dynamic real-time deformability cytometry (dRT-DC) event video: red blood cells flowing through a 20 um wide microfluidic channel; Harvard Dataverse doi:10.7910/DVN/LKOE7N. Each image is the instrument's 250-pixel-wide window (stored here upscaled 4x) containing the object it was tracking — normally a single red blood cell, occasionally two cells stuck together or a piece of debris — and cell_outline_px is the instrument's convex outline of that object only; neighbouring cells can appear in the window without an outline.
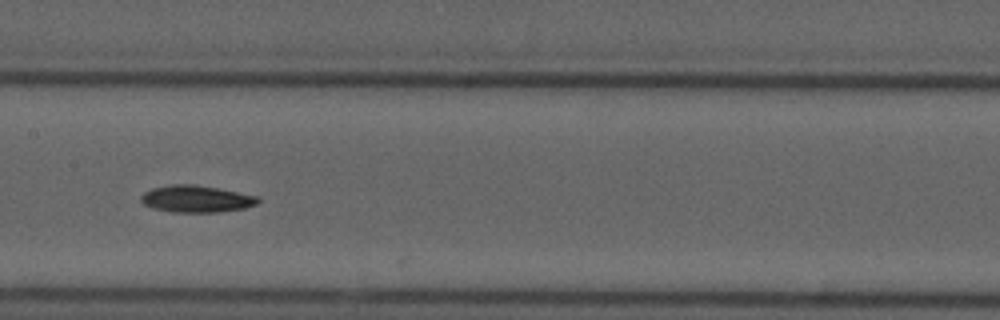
{"species": "common noctule bat (a hibernating species)", "species_latin": "Nyctalus noctula", "temperature_condition": "cold", "stored_images_in_passage": 8, "camera_frame_rate_fps": 3000, "um_per_image_px": 0.085, "animal": {"sex": "male", "forearm_length_mm": 52.5}, "frame": {"image": 1, "passage_image": 6, "time_ms": 7.0, "image_size_px": [1000, 320], "cell_outline_px": [[260, 200], [256, 204], [244, 208], [216, 212], [172, 212], [152, 208], [144, 204], [140, 200], [140, 196], [144, 192], [152, 188], [168, 184], [192, 184], [216, 188], [260, 196]], "centroid_in_image_um": [16.66, 16.9], "position_along_channel_um": 190.7, "area_um2": 18.38}}
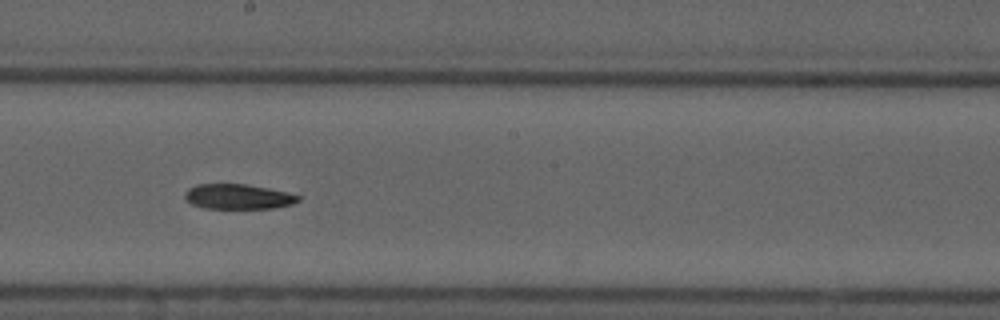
{"frame": {"image": 2, "passage_image": 7, "time_ms": 8.0, "image_size_px": [1000, 320], "cell_outline_px": [[300, 200], [292, 204], [272, 208], [204, 208], [192, 204], [184, 200], [184, 192], [188, 188], [196, 184], [244, 184], [268, 188], [300, 196]], "centroid_in_image_um": [20.17, 16.71], "position_along_channel_um": 228.0, "area_um2": 16.47}}